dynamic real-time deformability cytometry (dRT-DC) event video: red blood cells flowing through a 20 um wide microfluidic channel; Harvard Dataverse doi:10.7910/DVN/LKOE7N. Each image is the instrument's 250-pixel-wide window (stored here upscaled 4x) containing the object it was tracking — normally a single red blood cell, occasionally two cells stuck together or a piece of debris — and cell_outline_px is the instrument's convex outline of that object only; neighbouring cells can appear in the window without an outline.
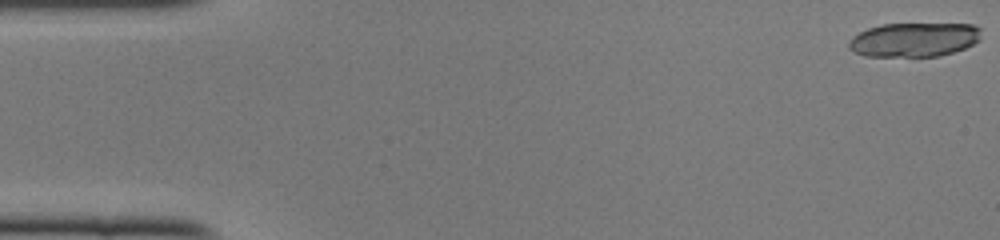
{"species": "common noctule bat (a hibernating species)", "species_latin": "Nyctalus noctula", "temperature_condition": "cold", "stored_images_in_passage": 16, "camera_frame_rate_fps": 3000, "um_per_image_px": 0.085, "animal": {"sex": "female", "body_mass_g": 22.0, "forearm_length_mm": 56.7}, "frame": {"image": 1, "passage_image": 1, "time_ms": 0.0, "image_size_px": [1000, 240], "cell_outline_px": [[980, 40], [964, 48], [940, 56], [864, 56], [848, 48], [848, 40], [852, 36], [868, 28], [880, 24], [972, 24], [980, 28]], "centroid_in_image_um": [77.67, 3.37], "position_along_channel_um": 7.3, "area_um2": 26.36}}